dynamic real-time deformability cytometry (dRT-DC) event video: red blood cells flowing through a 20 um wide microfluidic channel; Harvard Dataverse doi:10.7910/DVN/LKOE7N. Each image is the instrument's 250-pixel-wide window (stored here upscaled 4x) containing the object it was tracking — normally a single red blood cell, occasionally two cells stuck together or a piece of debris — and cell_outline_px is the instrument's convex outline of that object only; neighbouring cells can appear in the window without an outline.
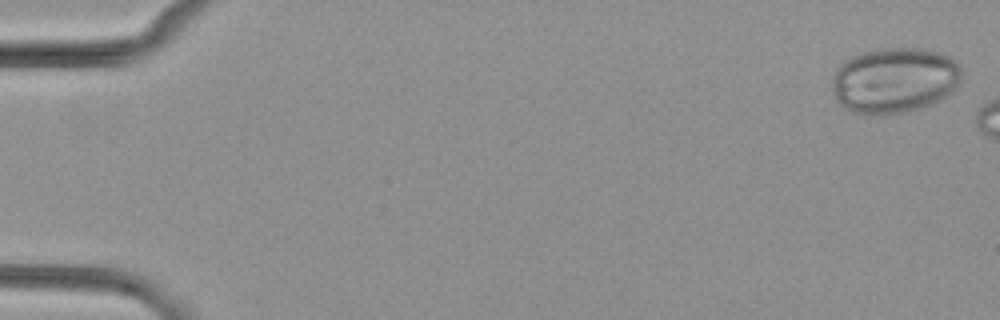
{"species": "common noctule bat (a hibernating species)", "species_latin": "Nyctalus noctula", "temperature_condition": "cold", "stored_images_in_passage": 2, "camera_frame_rate_fps": 3000, "um_per_image_px": 0.085, "animal": {"sex": "female", "body_mass_g": 29.2, "forearm_length_mm": 56.3}, "frame": {"image": 1, "passage_image": 1, "time_ms": 0.0, "image_size_px": [1000, 320], "cell_outline_px": [[960, 84], [948, 96], [932, 104], [908, 112], [884, 116], [876, 116], [852, 112], [844, 108], [836, 100], [832, 92], [832, 76], [836, 68], [844, 60], [860, 52], [880, 48], [920, 48], [936, 52], [948, 56], [956, 60], [960, 64]], "centroid_in_image_um": [76.01, 6.84], "position_along_channel_um": 9.0, "area_um2": 50.52}}